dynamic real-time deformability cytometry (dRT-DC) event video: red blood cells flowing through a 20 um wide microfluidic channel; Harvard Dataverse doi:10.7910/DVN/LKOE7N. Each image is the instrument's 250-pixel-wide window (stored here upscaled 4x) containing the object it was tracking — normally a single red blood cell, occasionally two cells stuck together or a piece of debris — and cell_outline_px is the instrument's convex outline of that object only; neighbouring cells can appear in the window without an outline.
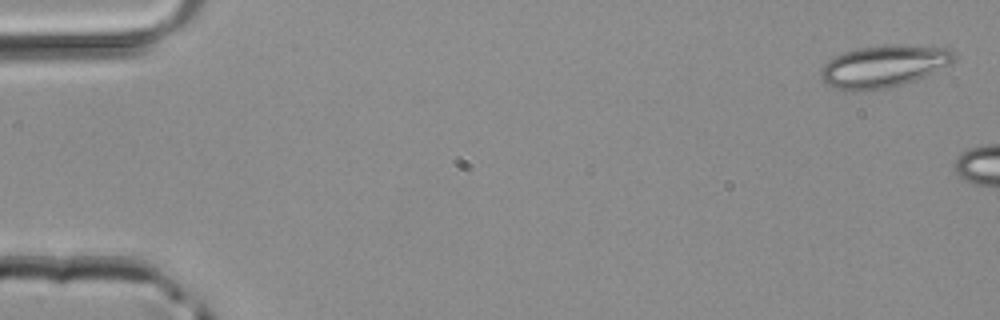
{"species": "common noctule bat (a hibernating species)", "species_latin": "Nyctalus noctula", "temperature_condition": "room temperature", "stored_images_in_passage": 2, "camera_frame_rate_fps": 3000, "um_per_image_px": 0.085, "animal": {"sex": "male", "body_mass_g": 20.4}, "frame": {"image": 1, "passage_image": 1, "time_ms": 0.0, "image_size_px": [1000, 320], "cell_outline_px": [[956, 60], [916, 80], [888, 88], [868, 92], [844, 92], [832, 88], [824, 84], [820, 76], [820, 68], [828, 60], [844, 52], [860, 48], [884, 44], [900, 44], [948, 48], [956, 56]], "centroid_in_image_um": [75.03, 5.66], "position_along_channel_um": 10.0, "area_um2": 33.29}}